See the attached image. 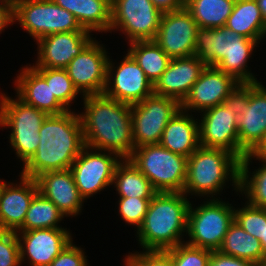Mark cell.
Returning a JSON list of instances; mask_svg holds the SVG:
<instances>
[{"label": "cell", "mask_w": 266, "mask_h": 266, "mask_svg": "<svg viewBox=\"0 0 266 266\" xmlns=\"http://www.w3.org/2000/svg\"><path fill=\"white\" fill-rule=\"evenodd\" d=\"M83 140L87 147L110 151L128 159L135 149L132 139L131 105L104 94L81 98Z\"/></svg>", "instance_id": "1"}, {"label": "cell", "mask_w": 266, "mask_h": 266, "mask_svg": "<svg viewBox=\"0 0 266 266\" xmlns=\"http://www.w3.org/2000/svg\"><path fill=\"white\" fill-rule=\"evenodd\" d=\"M39 146L20 174L35 179L49 171L70 169L85 146L78 110L48 115L39 130Z\"/></svg>", "instance_id": "2"}, {"label": "cell", "mask_w": 266, "mask_h": 266, "mask_svg": "<svg viewBox=\"0 0 266 266\" xmlns=\"http://www.w3.org/2000/svg\"><path fill=\"white\" fill-rule=\"evenodd\" d=\"M257 47L260 46L256 40L236 34L226 26L198 28L194 55L205 66L216 67L241 84L257 83L260 82L257 75L247 66Z\"/></svg>", "instance_id": "3"}, {"label": "cell", "mask_w": 266, "mask_h": 266, "mask_svg": "<svg viewBox=\"0 0 266 266\" xmlns=\"http://www.w3.org/2000/svg\"><path fill=\"white\" fill-rule=\"evenodd\" d=\"M191 200L183 192H157L135 232L142 250H168L184 243Z\"/></svg>", "instance_id": "4"}, {"label": "cell", "mask_w": 266, "mask_h": 266, "mask_svg": "<svg viewBox=\"0 0 266 266\" xmlns=\"http://www.w3.org/2000/svg\"><path fill=\"white\" fill-rule=\"evenodd\" d=\"M240 159L221 148L199 146L188 157L187 177L183 193L188 197L220 199L230 182L234 193L239 194ZM189 195L191 197H189ZM205 196V197H204Z\"/></svg>", "instance_id": "5"}, {"label": "cell", "mask_w": 266, "mask_h": 266, "mask_svg": "<svg viewBox=\"0 0 266 266\" xmlns=\"http://www.w3.org/2000/svg\"><path fill=\"white\" fill-rule=\"evenodd\" d=\"M14 98L0 91V127L10 129L9 145L24 166L38 149L39 130L48 115Z\"/></svg>", "instance_id": "6"}, {"label": "cell", "mask_w": 266, "mask_h": 266, "mask_svg": "<svg viewBox=\"0 0 266 266\" xmlns=\"http://www.w3.org/2000/svg\"><path fill=\"white\" fill-rule=\"evenodd\" d=\"M157 192H183L188 158L160 144L136 147L128 158Z\"/></svg>", "instance_id": "7"}, {"label": "cell", "mask_w": 266, "mask_h": 266, "mask_svg": "<svg viewBox=\"0 0 266 266\" xmlns=\"http://www.w3.org/2000/svg\"><path fill=\"white\" fill-rule=\"evenodd\" d=\"M195 206L191 201L188 209L187 236L185 242L194 247L218 251L234 221L232 203L223 199H202ZM194 205V206H193Z\"/></svg>", "instance_id": "8"}, {"label": "cell", "mask_w": 266, "mask_h": 266, "mask_svg": "<svg viewBox=\"0 0 266 266\" xmlns=\"http://www.w3.org/2000/svg\"><path fill=\"white\" fill-rule=\"evenodd\" d=\"M13 24L34 39L61 32L89 31L81 27L73 14L52 0H13Z\"/></svg>", "instance_id": "9"}, {"label": "cell", "mask_w": 266, "mask_h": 266, "mask_svg": "<svg viewBox=\"0 0 266 266\" xmlns=\"http://www.w3.org/2000/svg\"><path fill=\"white\" fill-rule=\"evenodd\" d=\"M239 147L253 153L266 137V86L262 81L241 84L237 93Z\"/></svg>", "instance_id": "10"}, {"label": "cell", "mask_w": 266, "mask_h": 266, "mask_svg": "<svg viewBox=\"0 0 266 266\" xmlns=\"http://www.w3.org/2000/svg\"><path fill=\"white\" fill-rule=\"evenodd\" d=\"M162 12L151 0H111L110 33L120 31L128 44L154 40Z\"/></svg>", "instance_id": "11"}, {"label": "cell", "mask_w": 266, "mask_h": 266, "mask_svg": "<svg viewBox=\"0 0 266 266\" xmlns=\"http://www.w3.org/2000/svg\"><path fill=\"white\" fill-rule=\"evenodd\" d=\"M237 115V94L220 105L200 112V146L226 149L242 160L247 154L239 147Z\"/></svg>", "instance_id": "12"}, {"label": "cell", "mask_w": 266, "mask_h": 266, "mask_svg": "<svg viewBox=\"0 0 266 266\" xmlns=\"http://www.w3.org/2000/svg\"><path fill=\"white\" fill-rule=\"evenodd\" d=\"M181 109L173 98L152 94L131 105L132 139L134 146L159 144L169 120Z\"/></svg>", "instance_id": "13"}, {"label": "cell", "mask_w": 266, "mask_h": 266, "mask_svg": "<svg viewBox=\"0 0 266 266\" xmlns=\"http://www.w3.org/2000/svg\"><path fill=\"white\" fill-rule=\"evenodd\" d=\"M122 158L110 151L84 146L72 163L75 184L84 200L112 187L114 173Z\"/></svg>", "instance_id": "14"}, {"label": "cell", "mask_w": 266, "mask_h": 266, "mask_svg": "<svg viewBox=\"0 0 266 266\" xmlns=\"http://www.w3.org/2000/svg\"><path fill=\"white\" fill-rule=\"evenodd\" d=\"M108 60L104 95L121 103L134 105L152 95L153 83L127 52L121 62ZM117 64V65H116Z\"/></svg>", "instance_id": "15"}, {"label": "cell", "mask_w": 266, "mask_h": 266, "mask_svg": "<svg viewBox=\"0 0 266 266\" xmlns=\"http://www.w3.org/2000/svg\"><path fill=\"white\" fill-rule=\"evenodd\" d=\"M100 43L94 38L65 68L81 98L104 93L110 53Z\"/></svg>", "instance_id": "16"}, {"label": "cell", "mask_w": 266, "mask_h": 266, "mask_svg": "<svg viewBox=\"0 0 266 266\" xmlns=\"http://www.w3.org/2000/svg\"><path fill=\"white\" fill-rule=\"evenodd\" d=\"M240 85L233 76L216 67L206 66L181 103V109L194 112L199 117L197 113L232 99L238 93Z\"/></svg>", "instance_id": "17"}, {"label": "cell", "mask_w": 266, "mask_h": 266, "mask_svg": "<svg viewBox=\"0 0 266 266\" xmlns=\"http://www.w3.org/2000/svg\"><path fill=\"white\" fill-rule=\"evenodd\" d=\"M198 28L185 7L163 12L154 41L171 59L193 56Z\"/></svg>", "instance_id": "18"}, {"label": "cell", "mask_w": 266, "mask_h": 266, "mask_svg": "<svg viewBox=\"0 0 266 266\" xmlns=\"http://www.w3.org/2000/svg\"><path fill=\"white\" fill-rule=\"evenodd\" d=\"M21 265L49 266L60 252L73 240L67 228H45L16 231ZM28 261V262H27Z\"/></svg>", "instance_id": "19"}, {"label": "cell", "mask_w": 266, "mask_h": 266, "mask_svg": "<svg viewBox=\"0 0 266 266\" xmlns=\"http://www.w3.org/2000/svg\"><path fill=\"white\" fill-rule=\"evenodd\" d=\"M90 31L61 32L36 41L37 58L31 67L65 69L70 61L94 39Z\"/></svg>", "instance_id": "20"}, {"label": "cell", "mask_w": 266, "mask_h": 266, "mask_svg": "<svg viewBox=\"0 0 266 266\" xmlns=\"http://www.w3.org/2000/svg\"><path fill=\"white\" fill-rule=\"evenodd\" d=\"M19 182H0V231L16 232L26 217L33 197L38 193L35 179L18 175Z\"/></svg>", "instance_id": "21"}, {"label": "cell", "mask_w": 266, "mask_h": 266, "mask_svg": "<svg viewBox=\"0 0 266 266\" xmlns=\"http://www.w3.org/2000/svg\"><path fill=\"white\" fill-rule=\"evenodd\" d=\"M38 192L52 201L66 217L81 215L85 203L70 169L49 171L35 178Z\"/></svg>", "instance_id": "22"}, {"label": "cell", "mask_w": 266, "mask_h": 266, "mask_svg": "<svg viewBox=\"0 0 266 266\" xmlns=\"http://www.w3.org/2000/svg\"><path fill=\"white\" fill-rule=\"evenodd\" d=\"M205 68L196 55L173 58L166 71L153 84V92L173 98L181 104Z\"/></svg>", "instance_id": "23"}, {"label": "cell", "mask_w": 266, "mask_h": 266, "mask_svg": "<svg viewBox=\"0 0 266 266\" xmlns=\"http://www.w3.org/2000/svg\"><path fill=\"white\" fill-rule=\"evenodd\" d=\"M14 78L15 94L25 104L47 115H60L68 110L56 99L47 82L28 64Z\"/></svg>", "instance_id": "24"}, {"label": "cell", "mask_w": 266, "mask_h": 266, "mask_svg": "<svg viewBox=\"0 0 266 266\" xmlns=\"http://www.w3.org/2000/svg\"><path fill=\"white\" fill-rule=\"evenodd\" d=\"M194 115L180 109L167 123L159 144L188 158L200 146L199 122Z\"/></svg>", "instance_id": "25"}, {"label": "cell", "mask_w": 266, "mask_h": 266, "mask_svg": "<svg viewBox=\"0 0 266 266\" xmlns=\"http://www.w3.org/2000/svg\"><path fill=\"white\" fill-rule=\"evenodd\" d=\"M74 15L82 28L96 34L109 33L111 0H52Z\"/></svg>", "instance_id": "26"}, {"label": "cell", "mask_w": 266, "mask_h": 266, "mask_svg": "<svg viewBox=\"0 0 266 266\" xmlns=\"http://www.w3.org/2000/svg\"><path fill=\"white\" fill-rule=\"evenodd\" d=\"M225 26L236 34L256 40L259 44L265 41L266 23L256 0H236Z\"/></svg>", "instance_id": "27"}, {"label": "cell", "mask_w": 266, "mask_h": 266, "mask_svg": "<svg viewBox=\"0 0 266 266\" xmlns=\"http://www.w3.org/2000/svg\"><path fill=\"white\" fill-rule=\"evenodd\" d=\"M253 160L261 166L252 169ZM239 194L252 206L266 208V160L257 158L253 153L240 160Z\"/></svg>", "instance_id": "28"}, {"label": "cell", "mask_w": 266, "mask_h": 266, "mask_svg": "<svg viewBox=\"0 0 266 266\" xmlns=\"http://www.w3.org/2000/svg\"><path fill=\"white\" fill-rule=\"evenodd\" d=\"M218 251L222 254L251 261L257 266H262L266 257L260 241L247 233L235 221L230 224Z\"/></svg>", "instance_id": "29"}, {"label": "cell", "mask_w": 266, "mask_h": 266, "mask_svg": "<svg viewBox=\"0 0 266 266\" xmlns=\"http://www.w3.org/2000/svg\"><path fill=\"white\" fill-rule=\"evenodd\" d=\"M119 197L153 198L157 191L129 159L117 165L112 182Z\"/></svg>", "instance_id": "30"}, {"label": "cell", "mask_w": 266, "mask_h": 266, "mask_svg": "<svg viewBox=\"0 0 266 266\" xmlns=\"http://www.w3.org/2000/svg\"><path fill=\"white\" fill-rule=\"evenodd\" d=\"M236 0H185L184 7L199 28H220L226 25Z\"/></svg>", "instance_id": "31"}, {"label": "cell", "mask_w": 266, "mask_h": 266, "mask_svg": "<svg viewBox=\"0 0 266 266\" xmlns=\"http://www.w3.org/2000/svg\"><path fill=\"white\" fill-rule=\"evenodd\" d=\"M127 51L154 84L166 71L171 58L154 40L135 41L128 44Z\"/></svg>", "instance_id": "32"}, {"label": "cell", "mask_w": 266, "mask_h": 266, "mask_svg": "<svg viewBox=\"0 0 266 266\" xmlns=\"http://www.w3.org/2000/svg\"><path fill=\"white\" fill-rule=\"evenodd\" d=\"M64 218L59 208L38 192L29 205L23 225L17 231L64 228L59 224Z\"/></svg>", "instance_id": "33"}, {"label": "cell", "mask_w": 266, "mask_h": 266, "mask_svg": "<svg viewBox=\"0 0 266 266\" xmlns=\"http://www.w3.org/2000/svg\"><path fill=\"white\" fill-rule=\"evenodd\" d=\"M50 86L56 99L68 110H73L72 103L81 95L73 85L65 69L32 67ZM75 101V102H74Z\"/></svg>", "instance_id": "34"}, {"label": "cell", "mask_w": 266, "mask_h": 266, "mask_svg": "<svg viewBox=\"0 0 266 266\" xmlns=\"http://www.w3.org/2000/svg\"><path fill=\"white\" fill-rule=\"evenodd\" d=\"M242 207L234 208V221L260 242H265L266 208L256 207L244 200Z\"/></svg>", "instance_id": "35"}, {"label": "cell", "mask_w": 266, "mask_h": 266, "mask_svg": "<svg viewBox=\"0 0 266 266\" xmlns=\"http://www.w3.org/2000/svg\"><path fill=\"white\" fill-rule=\"evenodd\" d=\"M118 199V215L125 225H132L137 231L143 223L152 198L118 197Z\"/></svg>", "instance_id": "36"}, {"label": "cell", "mask_w": 266, "mask_h": 266, "mask_svg": "<svg viewBox=\"0 0 266 266\" xmlns=\"http://www.w3.org/2000/svg\"><path fill=\"white\" fill-rule=\"evenodd\" d=\"M175 266H208L210 250L194 247L186 242L168 249Z\"/></svg>", "instance_id": "37"}, {"label": "cell", "mask_w": 266, "mask_h": 266, "mask_svg": "<svg viewBox=\"0 0 266 266\" xmlns=\"http://www.w3.org/2000/svg\"><path fill=\"white\" fill-rule=\"evenodd\" d=\"M123 266H175L169 250H143L124 255Z\"/></svg>", "instance_id": "38"}, {"label": "cell", "mask_w": 266, "mask_h": 266, "mask_svg": "<svg viewBox=\"0 0 266 266\" xmlns=\"http://www.w3.org/2000/svg\"><path fill=\"white\" fill-rule=\"evenodd\" d=\"M0 266H21L16 232L0 231Z\"/></svg>", "instance_id": "39"}, {"label": "cell", "mask_w": 266, "mask_h": 266, "mask_svg": "<svg viewBox=\"0 0 266 266\" xmlns=\"http://www.w3.org/2000/svg\"><path fill=\"white\" fill-rule=\"evenodd\" d=\"M74 243L72 240L49 266H90L84 249Z\"/></svg>", "instance_id": "40"}, {"label": "cell", "mask_w": 266, "mask_h": 266, "mask_svg": "<svg viewBox=\"0 0 266 266\" xmlns=\"http://www.w3.org/2000/svg\"><path fill=\"white\" fill-rule=\"evenodd\" d=\"M208 266H257L253 262L212 251Z\"/></svg>", "instance_id": "41"}, {"label": "cell", "mask_w": 266, "mask_h": 266, "mask_svg": "<svg viewBox=\"0 0 266 266\" xmlns=\"http://www.w3.org/2000/svg\"><path fill=\"white\" fill-rule=\"evenodd\" d=\"M13 0H0V34L13 25Z\"/></svg>", "instance_id": "42"}, {"label": "cell", "mask_w": 266, "mask_h": 266, "mask_svg": "<svg viewBox=\"0 0 266 266\" xmlns=\"http://www.w3.org/2000/svg\"><path fill=\"white\" fill-rule=\"evenodd\" d=\"M157 9L163 12L177 11L184 8L185 0H151Z\"/></svg>", "instance_id": "43"}, {"label": "cell", "mask_w": 266, "mask_h": 266, "mask_svg": "<svg viewBox=\"0 0 266 266\" xmlns=\"http://www.w3.org/2000/svg\"><path fill=\"white\" fill-rule=\"evenodd\" d=\"M253 154L260 159L266 160V137Z\"/></svg>", "instance_id": "44"}, {"label": "cell", "mask_w": 266, "mask_h": 266, "mask_svg": "<svg viewBox=\"0 0 266 266\" xmlns=\"http://www.w3.org/2000/svg\"><path fill=\"white\" fill-rule=\"evenodd\" d=\"M258 7L260 8L261 15L266 23V0H256Z\"/></svg>", "instance_id": "45"}, {"label": "cell", "mask_w": 266, "mask_h": 266, "mask_svg": "<svg viewBox=\"0 0 266 266\" xmlns=\"http://www.w3.org/2000/svg\"><path fill=\"white\" fill-rule=\"evenodd\" d=\"M261 243V247L263 249V252L266 256V232H265V242H260Z\"/></svg>", "instance_id": "46"}, {"label": "cell", "mask_w": 266, "mask_h": 266, "mask_svg": "<svg viewBox=\"0 0 266 266\" xmlns=\"http://www.w3.org/2000/svg\"><path fill=\"white\" fill-rule=\"evenodd\" d=\"M262 266H266V257H265V261H264V263H263V265Z\"/></svg>", "instance_id": "47"}]
</instances>
